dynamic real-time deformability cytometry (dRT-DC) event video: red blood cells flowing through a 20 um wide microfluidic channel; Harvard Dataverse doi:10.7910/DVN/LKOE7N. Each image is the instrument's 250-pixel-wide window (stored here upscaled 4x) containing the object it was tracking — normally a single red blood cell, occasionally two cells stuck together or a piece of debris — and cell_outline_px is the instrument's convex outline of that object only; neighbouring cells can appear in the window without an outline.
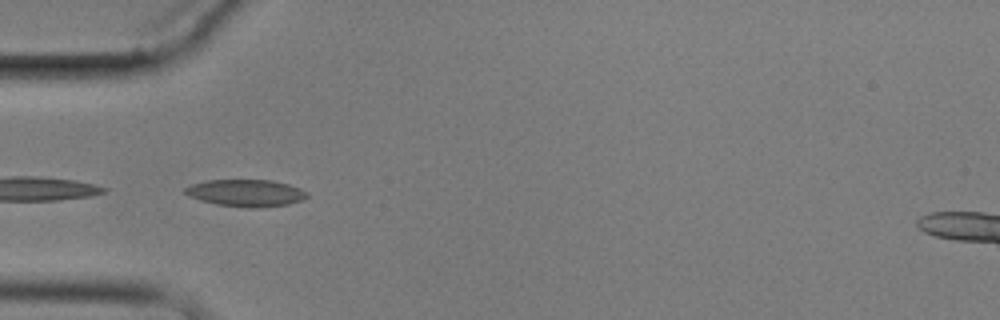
{"species": "common noctule bat (a hibernating species)", "species_latin": "Nyctalus noctula", "temperature_condition": "cold", "stored_images_in_passage": 7, "camera_frame_rate_fps": 3000, "um_per_image_px": 0.085, "animal": {"sex": "male", "body_mass_g": 17.9}, "frame": {"image": 1, "passage_image": 5, "time_ms": 4.667, "image_size_px": [1000, 320], "cell_outline_px": [[308, 196], [300, 200], [288, 204], [260, 208], [244, 208], [216, 204], [200, 200], [188, 196], [184, 192], [184, 188], [192, 184], [208, 180], [272, 180], [288, 184], [300, 188], [308, 192]], "centroid_in_image_um": [20.9, 16.41], "position_along_channel_um": 64.1, "area_um2": 19.31}}
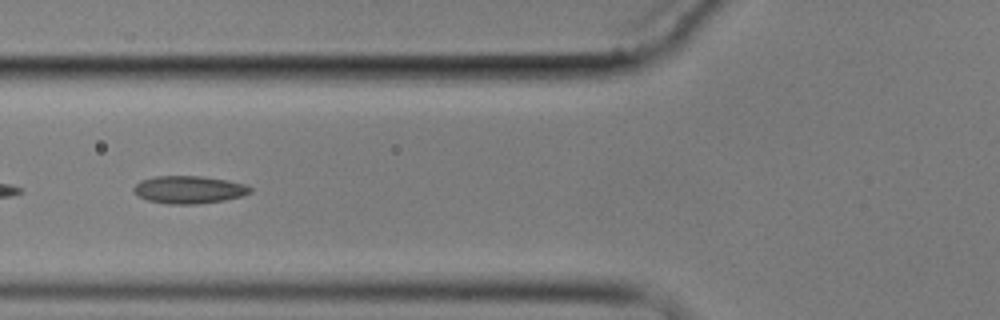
{"frame": {"image": 2, "passage_image": 6, "time_ms": 6.0, "image_size_px": [1000, 320], "cell_outline_px": [[252, 192], [240, 196], [224, 200], [196, 204], [168, 204], [148, 200], [136, 196], [132, 188], [140, 180], [156, 176], [204, 176], [228, 180], [244, 184], [252, 188]], "centroid_in_image_um": [16.03, 16.11], "position_along_channel_um": 109.8, "area_um2": 18.84}}
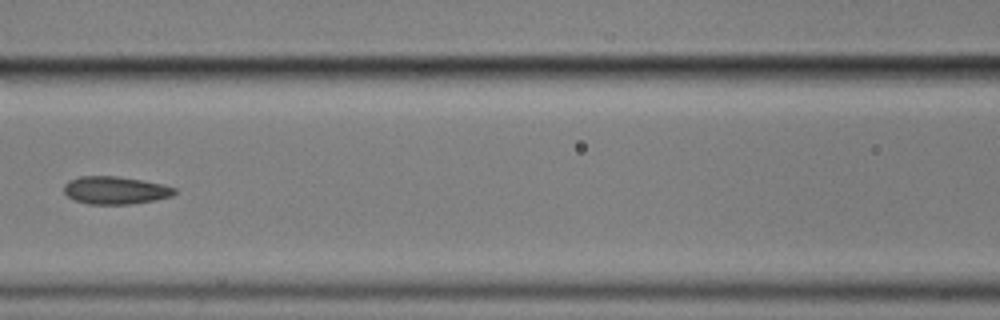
{"frame": {"image": 3, "passage_image": 7, "time_ms": 7.333, "image_size_px": [1000, 320], "cell_outline_px": [[176, 192], [172, 196], [132, 204], [88, 204], [72, 200], [64, 192], [64, 184], [68, 180], [80, 176], [116, 176], [164, 184], [176, 188]], "centroid_in_image_um": [9.77, 16.17], "position_along_channel_um": 156.8, "area_um2": 17.92}}